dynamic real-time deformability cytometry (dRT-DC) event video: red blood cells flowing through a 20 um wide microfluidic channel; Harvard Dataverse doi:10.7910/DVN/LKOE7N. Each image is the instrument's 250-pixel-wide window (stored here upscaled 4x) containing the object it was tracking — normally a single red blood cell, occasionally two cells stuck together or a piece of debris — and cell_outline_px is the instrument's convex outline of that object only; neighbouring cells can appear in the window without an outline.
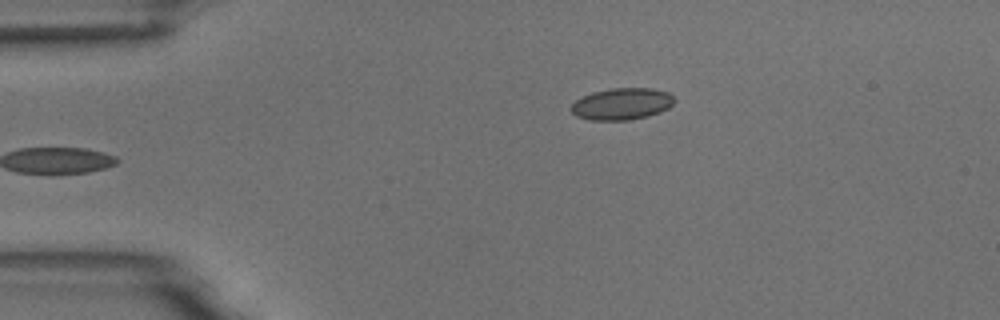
{"species": "common noctule bat (a hibernating species)", "species_latin": "Nyctalus noctula", "temperature_condition": "room temperature", "stored_images_in_passage": 5, "camera_frame_rate_fps": 3000, "um_per_image_px": 0.085, "animal": {"sex": "male", "body_mass_g": 18.8}, "frame": {"image": 1, "passage_image": 5, "time_ms": 4.667, "image_size_px": [1000, 320], "cell_outline_px": [[676, 100], [668, 108], [660, 112], [648, 116], [628, 120], [588, 120], [576, 116], [568, 108], [576, 100], [592, 92], [612, 88], [652, 88], [668, 92]], "centroid_in_image_um": [52.84, 8.83], "position_along_channel_um": 32.2, "area_um2": 19.19}}